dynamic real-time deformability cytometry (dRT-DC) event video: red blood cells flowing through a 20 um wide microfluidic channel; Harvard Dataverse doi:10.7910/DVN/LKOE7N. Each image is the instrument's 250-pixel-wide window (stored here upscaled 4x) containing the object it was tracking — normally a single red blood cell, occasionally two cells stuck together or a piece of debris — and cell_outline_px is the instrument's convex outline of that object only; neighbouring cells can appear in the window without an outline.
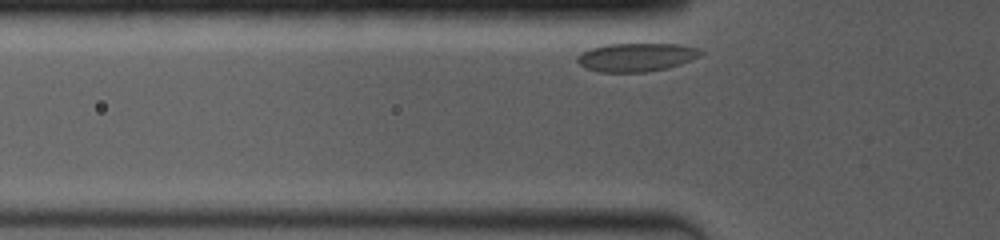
{"species": "common noctule bat (a hibernating species)", "species_latin": "Nyctalus noctula", "temperature_condition": "room temperature", "stored_images_in_passage": 40, "camera_frame_rate_fps": 4000, "um_per_image_px": 0.085, "animal": {"sex": "female", "body_mass_g": 19.0, "forearm_length_mm": 53.3}, "frame": {"image": 1, "passage_image": 2, "time_ms": 0.25, "image_size_px": [1000, 240], "cell_outline_px": [[704, 52], [700, 56], [680, 64], [668, 68], [644, 72], [600, 72], [588, 68], [580, 64], [576, 60], [576, 56], [592, 48], [604, 44], [680, 44], [700, 48]], "centroid_in_image_um": [54.13, 4.86], "position_along_channel_um": 71.7, "area_um2": 20.4}}
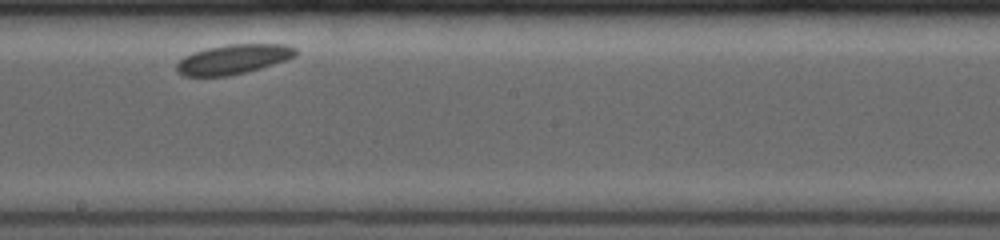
{"frame": {"image": 2, "passage_image": 21, "time_ms": 4.75, "image_size_px": [1000, 240], "cell_outline_px": [[296, 56], [248, 72], [228, 76], [184, 76], [176, 72], [176, 64], [184, 56], [192, 52], [208, 48], [228, 44], [288, 44], [296, 48]], "centroid_in_image_um": [19.8, 5.04], "position_along_channel_um": 228.4, "area_um2": 20.58}}
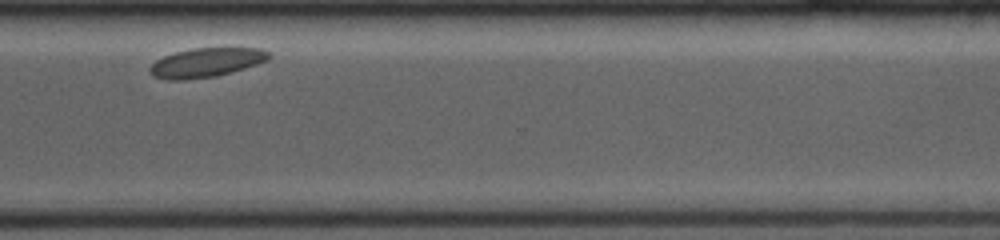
{"frame": {"image": 3, "passage_image": 39, "time_ms": 8.25, "image_size_px": [1000, 240], "cell_outline_px": [[272, 56], [268, 60], [244, 68], [216, 76], [184, 80], [168, 80], [156, 76], [148, 72], [148, 68], [156, 60], [164, 56], [176, 52], [192, 48], [260, 48], [272, 52]], "centroid_in_image_um": [17.54, 5.31], "position_along_channel_um": 353.1, "area_um2": 20.23}}